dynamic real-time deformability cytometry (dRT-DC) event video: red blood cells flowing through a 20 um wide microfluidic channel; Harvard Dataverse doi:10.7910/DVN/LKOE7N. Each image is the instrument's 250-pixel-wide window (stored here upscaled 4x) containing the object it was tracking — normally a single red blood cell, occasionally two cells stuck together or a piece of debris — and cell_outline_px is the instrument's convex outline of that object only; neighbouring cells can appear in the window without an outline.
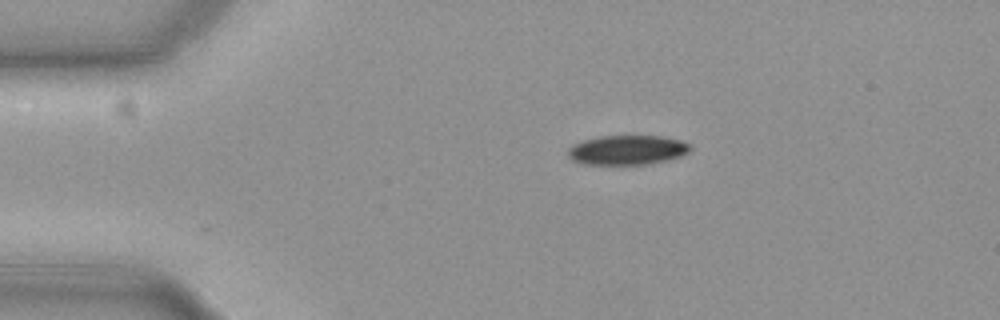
{"species": "common noctule bat (a hibernating species)", "species_latin": "Nyctalus noctula", "temperature_condition": "cold", "stored_images_in_passage": 46, "camera_frame_rate_fps": 3000, "um_per_image_px": 0.085, "animal": {"sex": "female", "body_mass_g": 19.3, "forearm_length_mm": 54.1}, "frame": {"image": 1, "passage_image": 1, "time_ms": 0.0, "image_size_px": [1000, 320], "cell_outline_px": [[692, 148], [688, 152], [680, 156], [668, 160], [648, 164], [584, 164], [572, 160], [568, 156], [568, 148], [584, 140], [600, 136], [660, 136], [680, 140], [688, 144]], "centroid_in_image_um": [53.32, 12.75], "position_along_channel_um": 31.7, "area_um2": 20.87}}
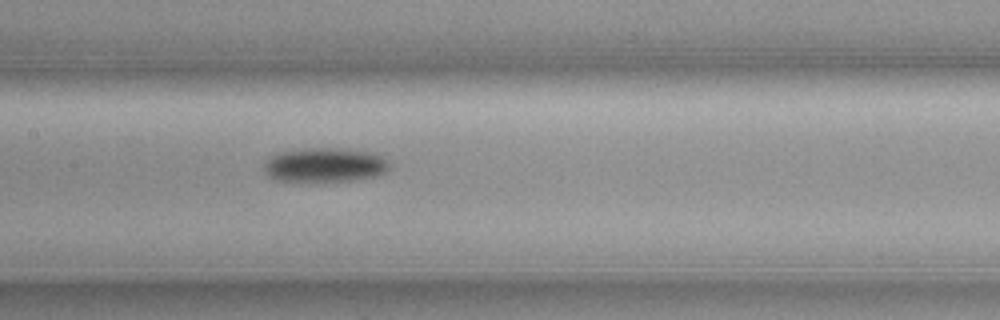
{"frame": {"image": 2, "passage_image": 17, "time_ms": 5.333, "image_size_px": [1000, 320], "cell_outline_px": [[388, 168], [384, 172], [376, 176], [356, 180], [300, 184], [272, 180], [264, 172], [264, 164], [272, 156], [284, 152], [312, 148], [344, 148], [372, 152], [380, 156], [388, 164]], "centroid_in_image_um": [27.55, 14.08], "position_along_channel_um": 179.9, "area_um2": 25.66}}
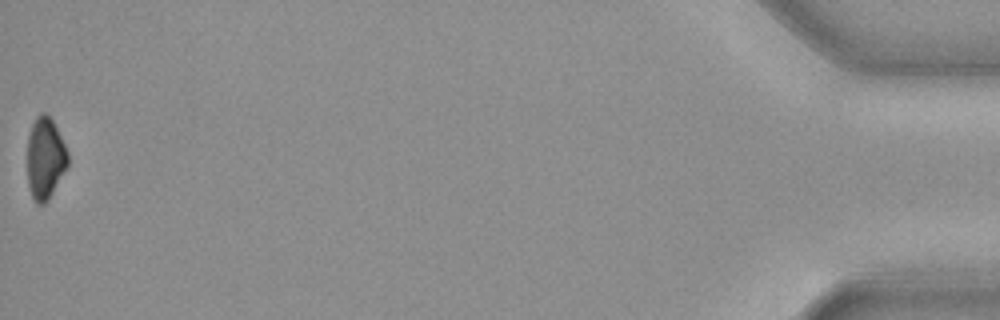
{"frame": {"image": 3, "passage_image": 46, "time_ms": 15.0, "image_size_px": [1000, 320], "cell_outline_px": [[68, 164], [48, 200], [44, 204], [36, 204], [32, 196], [28, 184], [28, 136], [32, 124], [36, 116], [40, 112], [44, 112], [52, 120], [68, 152]], "centroid_in_image_um": [3.83, 13.45], "position_along_channel_um": 431.4, "area_um2": 19.02}, "authors_computed_cell_mechanics": {"area_um2": 23.2645, "velocity_mm_per_s": 3.7157, "shape_relaxation_time_tau1_ms": 3.3927, "shape_relaxation_time_tau2_ms": null, "deformation_change_tau1": 0.102, "deformation_change_tau2": null}}